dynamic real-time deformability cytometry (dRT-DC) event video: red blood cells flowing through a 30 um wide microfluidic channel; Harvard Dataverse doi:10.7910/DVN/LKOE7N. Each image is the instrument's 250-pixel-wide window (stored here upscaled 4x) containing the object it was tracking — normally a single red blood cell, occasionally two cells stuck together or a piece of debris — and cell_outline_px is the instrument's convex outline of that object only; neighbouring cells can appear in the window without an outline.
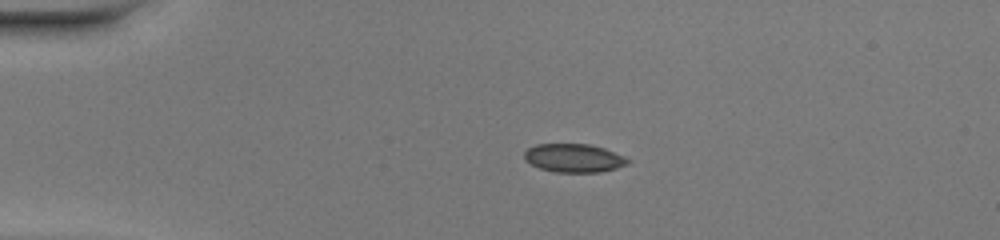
{"species": "common noctule bat (a hibernating species)", "species_latin": "Nyctalus noctula", "temperature_condition": "warm", "stored_images_in_passage": 39, "camera_frame_rate_fps": 3000, "um_per_image_px": 0.085, "animal": {"sex": "female", "body_mass_g": 20.0, "forearm_length_mm": 54.0}, "frame": {"image": 1, "passage_image": 1, "time_ms": 0.0, "image_size_px": [1000, 240], "cell_outline_px": [[632, 160], [628, 164], [616, 168], [600, 172], [556, 172], [540, 168], [524, 160], [524, 152], [528, 148], [536, 144], [588, 144], [604, 148], [624, 156]], "centroid_in_image_um": [48.79, 13.43], "position_along_channel_um": 36.2, "area_um2": 17.17}}
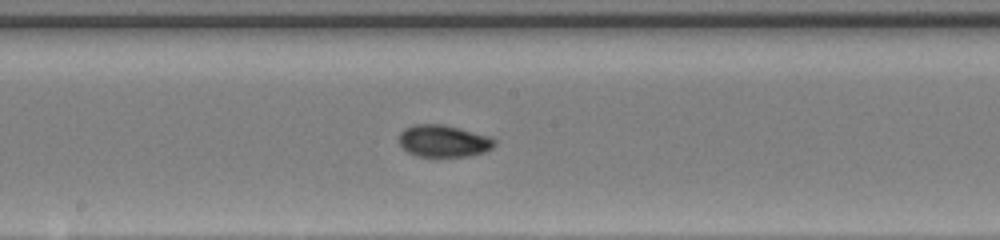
{"frame": {"image": 2, "passage_image": 17, "time_ms": 5.333, "image_size_px": [1000, 240], "cell_outline_px": [[496, 144], [492, 148], [484, 152], [468, 156], [416, 156], [408, 152], [400, 144], [400, 132], [404, 128], [412, 124], [444, 124], [492, 136], [496, 140]], "centroid_in_image_um": [37.73, 11.97], "position_along_channel_um": 210.5, "area_um2": 17.98}}
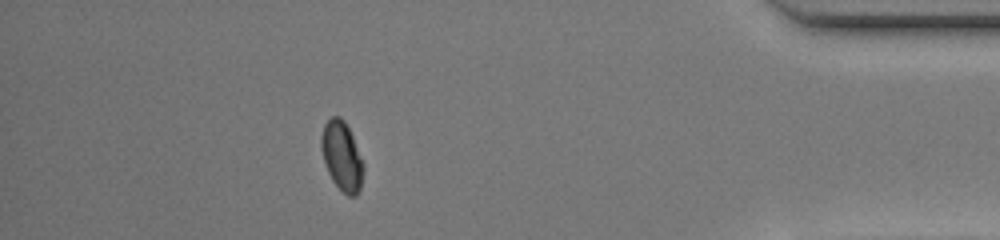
{"frame": {"image": 3, "passage_image": 34, "time_ms": 11.0, "image_size_px": [1000, 240], "cell_outline_px": [[364, 168], [360, 188], [356, 196], [348, 196], [332, 180], [328, 172], [320, 148], [320, 136], [324, 124], [332, 116], [340, 116], [344, 120], [352, 136], [364, 164]], "centroid_in_image_um": [29.04, 13.25], "position_along_channel_um": 406.2, "area_um2": 16.88}, "authors_computed_cell_mechanics": {"area_um2": 17.34, "velocity_mm_per_s": 4.1959, "shape_relaxation_time_tau1_ms": 6.5528, "shape_relaxation_time_tau2_ms": 1.6289, "deformation_change_tau1": 0.1549, "deformation_change_tau2": 0.0371}}